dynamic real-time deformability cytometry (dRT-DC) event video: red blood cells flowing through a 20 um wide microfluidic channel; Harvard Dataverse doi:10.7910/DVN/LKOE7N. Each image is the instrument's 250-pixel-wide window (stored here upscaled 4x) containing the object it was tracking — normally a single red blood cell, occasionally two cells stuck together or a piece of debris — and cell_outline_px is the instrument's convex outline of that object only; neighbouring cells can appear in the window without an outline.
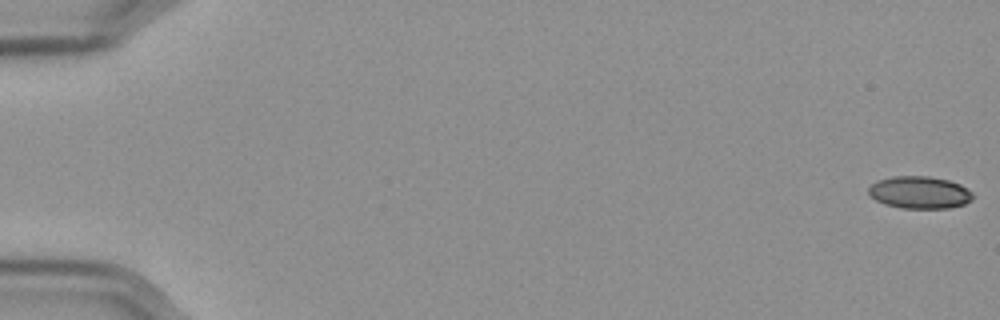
{"species": "Egyptian fruit bat (a non-hibernating species)", "species_latin": "Rousettus aegyptiacus", "temperature_condition": "cold", "stored_images_in_passage": 58, "camera_frame_rate_fps": 3000, "um_per_image_px": 0.085, "frame": {"image": 1, "passage_image": 1, "time_ms": 0.0, "image_size_px": [1000, 320], "cell_outline_px": [[972, 200], [964, 204], [948, 208], [900, 208], [884, 204], [868, 196], [868, 188], [876, 180], [892, 176], [928, 176], [948, 180], [960, 184], [968, 188], [972, 192]], "centroid_in_image_um": [78.13, 16.35], "position_along_channel_um": 6.9, "area_um2": 19.83}}
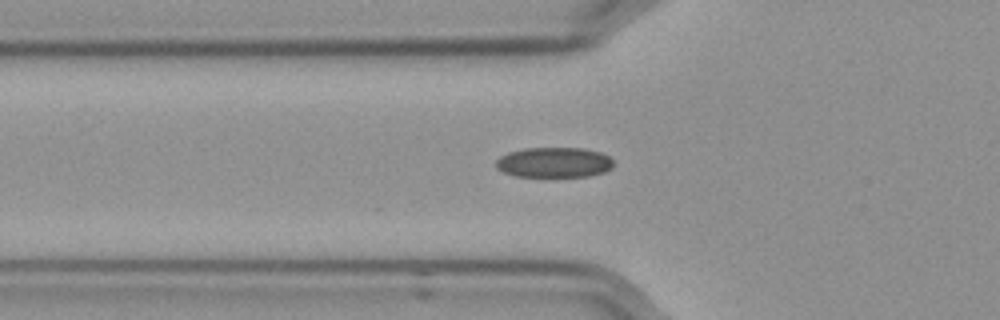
{"frame": {"image": 2, "passage_image": 21, "time_ms": 6.667, "image_size_px": [1000, 320], "cell_outline_px": [[612, 168], [604, 172], [588, 176], [516, 176], [504, 172], [496, 168], [496, 160], [500, 156], [508, 152], [524, 148], [584, 148], [600, 152], [608, 156], [612, 160]], "centroid_in_image_um": [47.08, 13.79], "position_along_channel_um": 78.7, "area_um2": 20.63}}
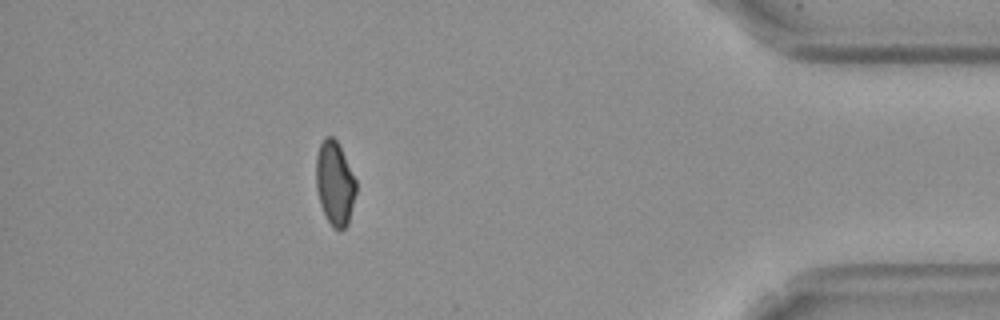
{"frame": {"image": 3, "passage_image": 52, "time_ms": 17.0, "image_size_px": [1000, 320], "cell_outline_px": [[356, 192], [348, 224], [344, 228], [332, 228], [320, 204], [316, 188], [316, 156], [320, 144], [324, 136], [332, 136], [336, 140], [356, 180]], "centroid_in_image_um": [28.44, 15.57], "position_along_channel_um": 406.8, "area_um2": 19.36}, "authors_computed_cell_mechanics": {"area_um2": 20.4612, "velocity_mm_per_s": 3.5803, "shape_relaxation_time_tau1_ms": null, "shape_relaxation_time_tau2_ms": 3.1875, "deformation_change_tau1": null, "deformation_change_tau2": 0.067}}